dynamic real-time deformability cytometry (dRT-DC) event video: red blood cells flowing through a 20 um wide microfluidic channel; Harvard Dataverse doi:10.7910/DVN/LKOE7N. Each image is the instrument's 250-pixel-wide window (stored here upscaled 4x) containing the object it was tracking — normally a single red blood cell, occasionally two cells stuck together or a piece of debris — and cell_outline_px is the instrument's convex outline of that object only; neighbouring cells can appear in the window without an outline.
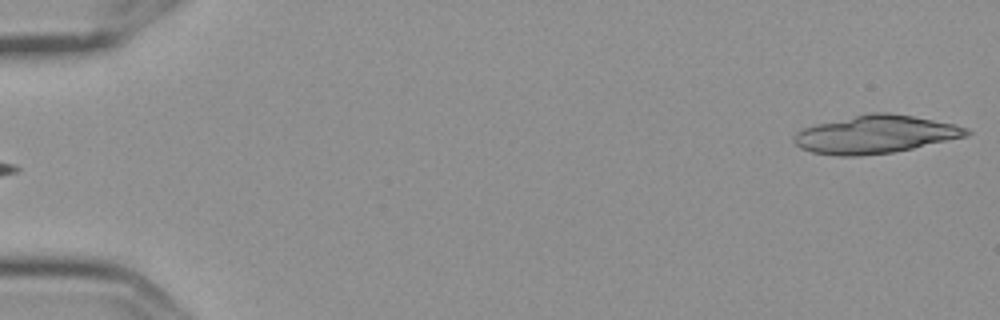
{"species": "Egyptian fruit bat (a non-hibernating species)", "species_latin": "Rousettus aegyptiacus", "temperature_condition": "cold", "stored_images_in_passage": 4, "segment_of_instrument_passage": [2, 2], "camera_frame_rate_fps": 3000, "um_per_image_px": 0.085, "frame": {"image": 1, "passage_image": 4, "time_ms": 1.0, "image_size_px": [1000, 320], "cell_outline_px": [[972, 132], [968, 136], [912, 148], [892, 152], [860, 156], [840, 156], [812, 152], [800, 148], [792, 140], [792, 136], [796, 132], [804, 128], [816, 124], [872, 112], [888, 112], [912, 116], [956, 124], [968, 128]], "centroid_in_image_um": [74.41, 11.42], "position_along_channel_um": 10.6, "area_um2": 38.03}}